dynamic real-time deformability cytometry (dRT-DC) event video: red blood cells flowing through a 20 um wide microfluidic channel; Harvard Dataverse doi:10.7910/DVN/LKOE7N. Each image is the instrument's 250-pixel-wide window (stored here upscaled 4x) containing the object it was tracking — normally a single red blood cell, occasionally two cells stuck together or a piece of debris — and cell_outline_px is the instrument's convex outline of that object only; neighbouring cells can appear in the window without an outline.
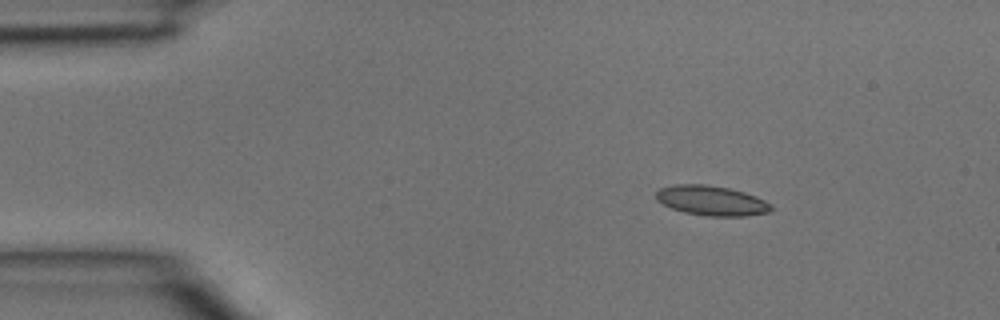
{"species": "common noctule bat (a hibernating species)", "species_latin": "Nyctalus noctula", "temperature_condition": "room temperature", "stored_images_in_passage": 3, "camera_frame_rate_fps": 3000, "um_per_image_px": 0.085, "animal": {"sex": "male", "body_mass_g": 15.6}, "frame": {"image": 1, "passage_image": 1, "time_ms": 0.0, "image_size_px": [1000, 320], "cell_outline_px": [[772, 208], [768, 212], [744, 216], [704, 216], [684, 212], [672, 208], [656, 200], [656, 192], [660, 188], [676, 184], [704, 184], [728, 188], [744, 192], [756, 196], [772, 204]], "centroid_in_image_um": [60.47, 17.05], "position_along_channel_um": 24.5, "area_um2": 19.94}}
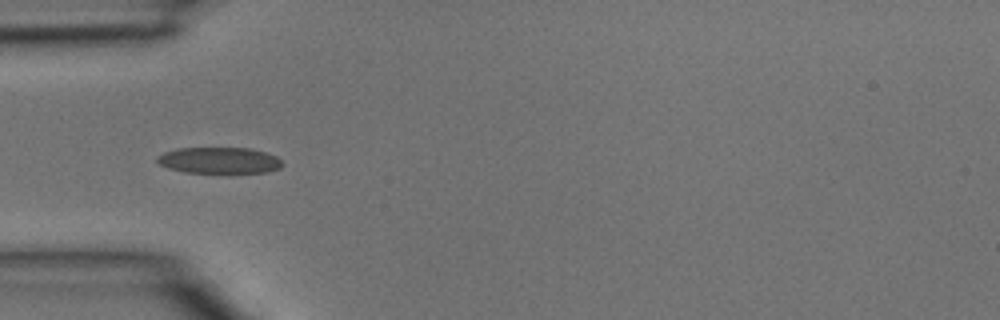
{"frame": {"image": 2, "passage_image": 3, "time_ms": 0.667, "image_size_px": [1000, 320], "cell_outline_px": [[284, 164], [280, 168], [268, 172], [184, 172], [168, 168], [160, 164], [156, 160], [156, 156], [164, 152], [176, 148], [252, 148], [276, 156]], "centroid_in_image_um": [18.62, 13.62], "position_along_channel_um": 66.4, "area_um2": 19.07}}